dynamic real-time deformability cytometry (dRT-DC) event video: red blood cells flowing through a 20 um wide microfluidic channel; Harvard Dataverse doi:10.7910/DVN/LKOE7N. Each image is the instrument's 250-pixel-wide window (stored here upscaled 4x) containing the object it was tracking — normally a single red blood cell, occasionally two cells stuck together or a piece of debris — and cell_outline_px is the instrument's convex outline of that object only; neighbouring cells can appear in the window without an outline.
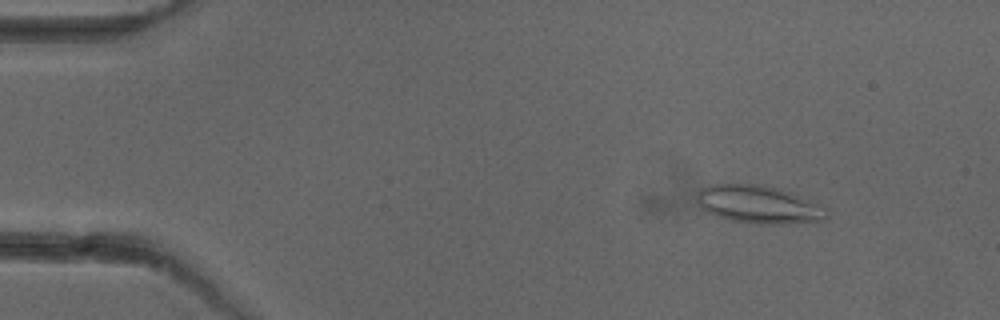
{"species": "common noctule bat (a hibernating species)", "species_latin": "Nyctalus noctula", "temperature_condition": "cold", "stored_images_in_passage": 6, "camera_frame_rate_fps": 3000, "um_per_image_px": 0.085, "animal": {"sex": "female"}, "frame": {"image": 1, "passage_image": 1, "time_ms": 0.0, "image_size_px": [1000, 320], "cell_outline_px": [[828, 216], [824, 220], [780, 224], [760, 224], [732, 220], [716, 216], [708, 212], [696, 204], [696, 196], [700, 188], [712, 184], [764, 184], [792, 192], [828, 208]], "centroid_in_image_um": [64.48, 17.37], "position_along_channel_um": 20.5, "area_um2": 28.9}}
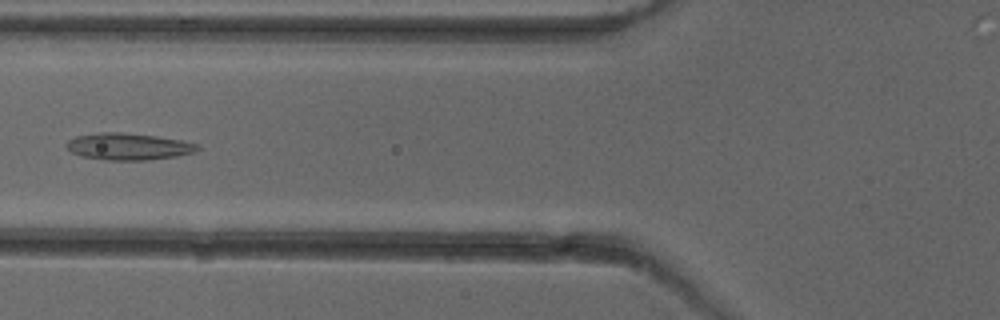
{"frame": {"image": 2, "passage_image": 5, "time_ms": 4.667, "image_size_px": [1000, 320], "cell_outline_px": [[200, 148], [192, 152], [176, 156], [148, 160], [104, 160], [80, 156], [72, 152], [64, 144], [68, 140], [76, 136], [100, 132], [120, 132], [156, 136], [180, 140], [200, 144]], "centroid_in_image_um": [10.88, 12.45], "position_along_channel_um": 114.9, "area_um2": 20.46}}
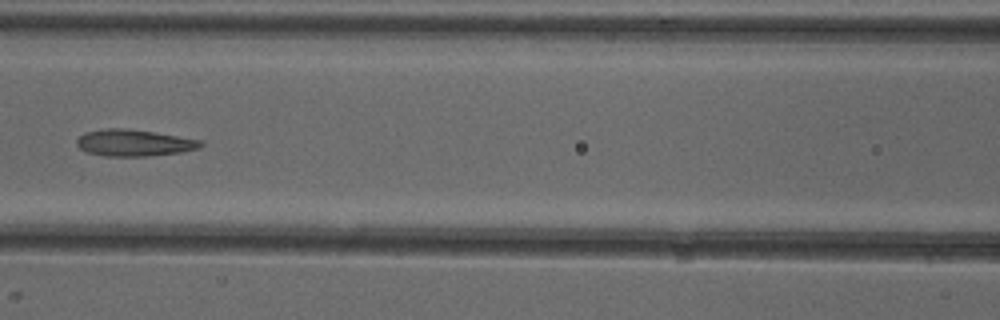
{"frame": {"image": 3, "passage_image": 6, "time_ms": 5.667, "image_size_px": [1000, 320], "cell_outline_px": [[204, 144], [200, 148], [184, 152], [144, 156], [104, 156], [88, 152], [80, 148], [76, 144], [76, 140], [84, 132], [108, 128], [124, 128], [152, 132], [200, 140]], "centroid_in_image_um": [11.38, 12.15], "position_along_channel_um": 155.2, "area_um2": 19.07}}